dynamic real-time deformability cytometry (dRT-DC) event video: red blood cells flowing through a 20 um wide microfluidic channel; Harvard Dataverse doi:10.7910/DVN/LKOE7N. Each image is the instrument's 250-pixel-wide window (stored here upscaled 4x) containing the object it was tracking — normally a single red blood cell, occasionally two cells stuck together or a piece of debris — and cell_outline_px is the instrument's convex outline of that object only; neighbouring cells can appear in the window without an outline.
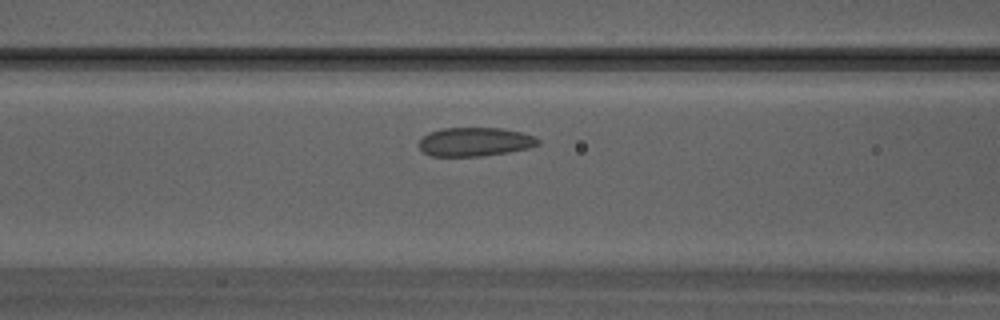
{"species": "Egyptian fruit bat (a non-hibernating species)", "species_latin": "Rousettus aegyptiacus", "temperature_condition": "warm", "stored_images_in_passage": 25, "camera_frame_rate_fps": 3000, "um_per_image_px": 0.085, "animal": {"sex": "male"}, "frame": {"image": 1, "passage_image": 6, "time_ms": 1.667, "image_size_px": [1000, 320], "cell_outline_px": [[540, 144], [528, 148], [508, 152], [484, 156], [432, 156], [424, 152], [420, 148], [420, 140], [428, 132], [444, 128], [500, 128], [520, 132], [536, 136], [540, 140]], "centroid_in_image_um": [40.39, 12.05], "position_along_channel_um": 126.2, "area_um2": 19.94}}
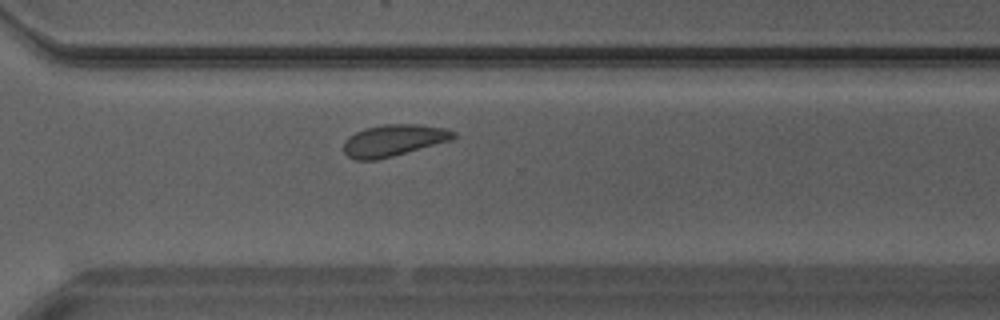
{"frame": {"image": 2, "passage_image": 16, "time_ms": 5.0, "image_size_px": [1000, 320], "cell_outline_px": [[456, 136], [452, 140], [392, 156], [376, 160], [356, 160], [348, 156], [344, 152], [344, 140], [348, 136], [364, 128], [384, 124], [416, 124], [444, 128], [456, 132]], "centroid_in_image_um": [33.44, 11.93], "position_along_channel_um": 337.2, "area_um2": 20.23}}
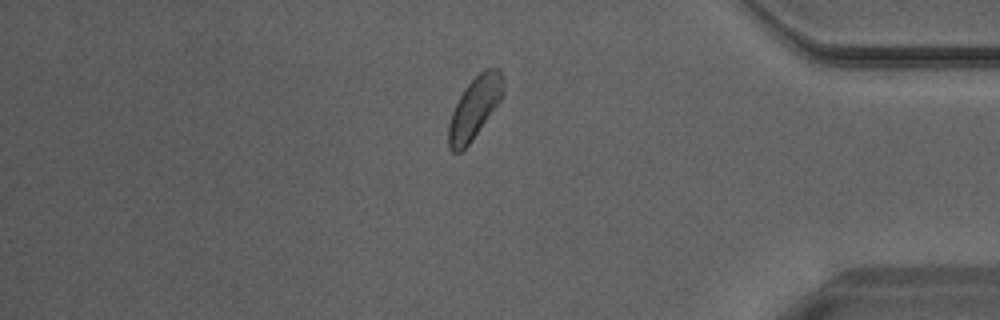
{"frame": {"image": 3, "passage_image": 20, "time_ms": 6.333, "image_size_px": [1000, 320], "cell_outline_px": [[504, 96], [472, 140], [460, 152], [452, 152], [448, 148], [448, 124], [452, 112], [464, 88], [484, 68], [500, 68], [504, 80]], "centroid_in_image_um": [40.36, 9.14], "position_along_channel_um": 394.8, "area_um2": 19.71}}